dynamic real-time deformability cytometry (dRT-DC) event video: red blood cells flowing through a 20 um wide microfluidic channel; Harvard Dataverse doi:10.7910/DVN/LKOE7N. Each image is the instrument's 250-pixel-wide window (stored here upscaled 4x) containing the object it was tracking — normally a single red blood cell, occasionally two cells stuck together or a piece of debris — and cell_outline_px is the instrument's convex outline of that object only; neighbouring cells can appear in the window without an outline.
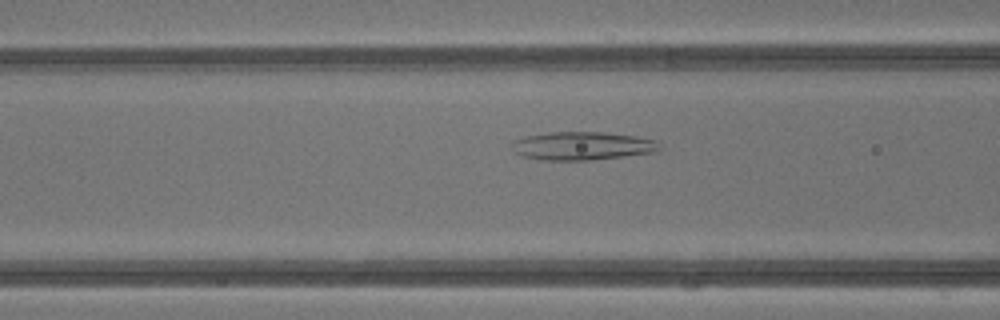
{"species": "common noctule bat (a hibernating species)", "species_latin": "Nyctalus noctula", "temperature_condition": "warm", "stored_images_in_passage": 26, "camera_frame_rate_fps": 3000, "um_per_image_px": 0.085, "animal": {"sex": "male", "body_mass_g": 13.3}, "frame": {"image": 1, "passage_image": 8, "time_ms": 2.333, "image_size_px": [1000, 320], "cell_outline_px": [[660, 148], [656, 152], [588, 160], [540, 160], [520, 156], [516, 152], [512, 144], [512, 140], [524, 136], [548, 132], [604, 132], [636, 136], [656, 140]], "centroid_in_image_um": [49.46, 12.39], "position_along_channel_um": 117.1, "area_um2": 24.33}}
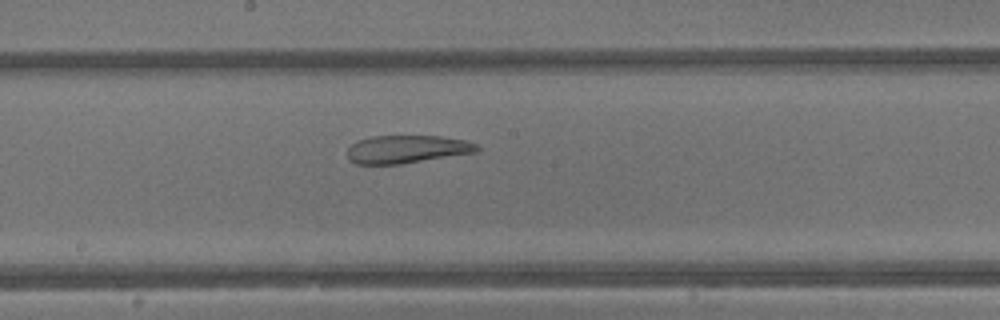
{"frame": {"image": 2, "passage_image": 14, "time_ms": 4.333, "image_size_px": [1000, 320], "cell_outline_px": [[480, 148], [476, 152], [400, 164], [356, 164], [348, 160], [348, 148], [356, 140], [372, 136], [440, 136], [468, 140], [476, 144]], "centroid_in_image_um": [34.57, 12.68], "position_along_channel_um": 213.6, "area_um2": 21.15}}
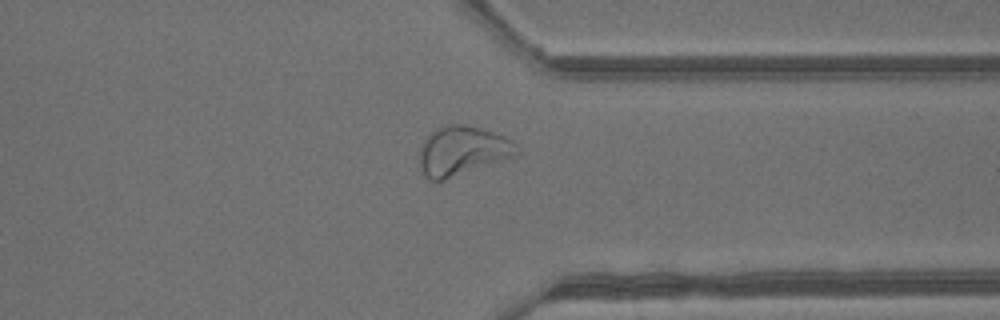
{"frame": {"image": 3, "passage_image": 24, "time_ms": 7.667, "image_size_px": [1000, 320], "cell_outline_px": [[520, 152], [516, 156], [444, 180], [428, 180], [424, 176], [420, 168], [420, 148], [424, 140], [436, 128], [448, 124], [460, 124], [480, 128], [504, 136], [512, 140], [520, 148]], "centroid_in_image_um": [39.31, 12.83], "position_along_channel_um": 372.1, "area_um2": 27.92}}